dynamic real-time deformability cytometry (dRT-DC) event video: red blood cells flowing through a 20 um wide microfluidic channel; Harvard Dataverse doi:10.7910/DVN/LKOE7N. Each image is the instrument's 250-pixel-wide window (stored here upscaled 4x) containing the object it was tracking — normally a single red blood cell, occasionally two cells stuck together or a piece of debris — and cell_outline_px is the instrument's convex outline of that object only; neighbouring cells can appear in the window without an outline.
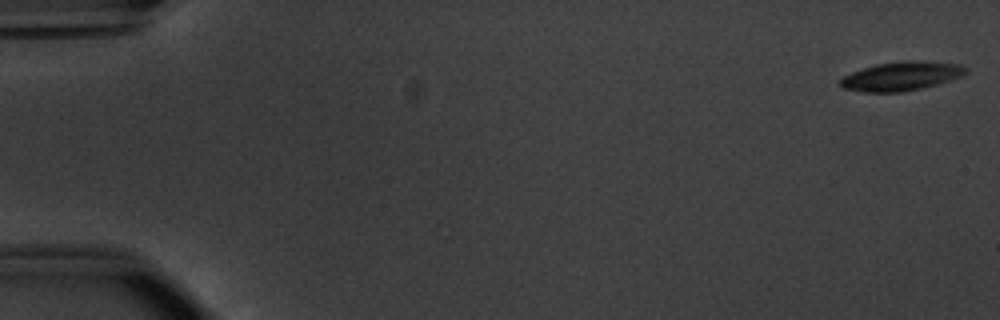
{"species": "common noctule bat (a hibernating species)", "species_latin": "Nyctalus noctula", "temperature_condition": "warm", "stored_images_in_passage": 53, "camera_frame_rate_fps": 3000, "um_per_image_px": 0.085, "animal": {"sex": "male", "body_mass_g": 20.1, "forearm_length_mm": 53.5}, "frame": {"image": 1, "passage_image": 1, "time_ms": 0.0, "image_size_px": [1000, 320], "cell_outline_px": [[968, 72], [960, 76], [936, 84], [904, 92], [864, 92], [844, 88], [840, 84], [840, 80], [844, 76], [852, 72], [876, 64], [904, 60], [916, 60], [960, 64], [968, 68]], "centroid_in_image_um": [76.62, 6.46], "position_along_channel_um": 8.4, "area_um2": 20.98}}
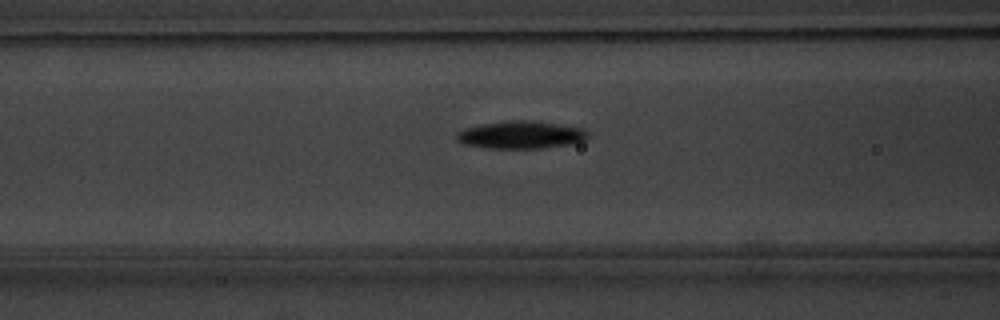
{"frame": {"image": 2, "passage_image": 22, "time_ms": 7.0, "image_size_px": [1000, 320], "cell_outline_px": [[588, 136], [584, 140], [572, 144], [544, 148], [488, 148], [464, 144], [456, 140], [456, 132], [464, 128], [484, 124], [512, 120], [524, 120], [556, 124], [584, 128], [588, 132]], "centroid_in_image_um": [44.27, 11.47], "position_along_channel_um": 122.3, "area_um2": 20.98}}
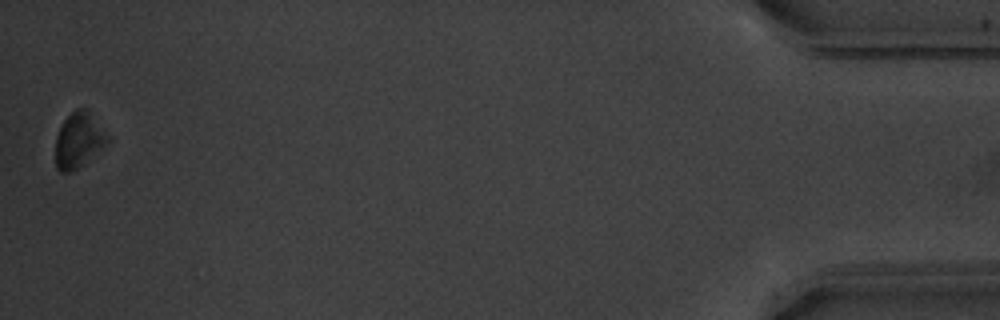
{"frame": {"image": 3, "passage_image": 53, "time_ms": 17.333, "image_size_px": [1000, 320], "cell_outline_px": [[108, 140], [104, 144], [76, 168], [68, 172], [60, 172], [56, 168], [56, 136], [64, 120], [76, 108], [88, 108], [108, 136]], "centroid_in_image_um": [6.65, 11.86], "position_along_channel_um": 428.6, "area_um2": 16.07}, "authors_computed_cell_mechanics": {"area_um2": 19.9988, "velocity_mm_per_s": 3.7946, "shape_relaxation_time_tau1_ms": 3.8918, "shape_relaxation_time_tau2_ms": null, "deformation_change_tau1": 0.1582, "deformation_change_tau2": null}}